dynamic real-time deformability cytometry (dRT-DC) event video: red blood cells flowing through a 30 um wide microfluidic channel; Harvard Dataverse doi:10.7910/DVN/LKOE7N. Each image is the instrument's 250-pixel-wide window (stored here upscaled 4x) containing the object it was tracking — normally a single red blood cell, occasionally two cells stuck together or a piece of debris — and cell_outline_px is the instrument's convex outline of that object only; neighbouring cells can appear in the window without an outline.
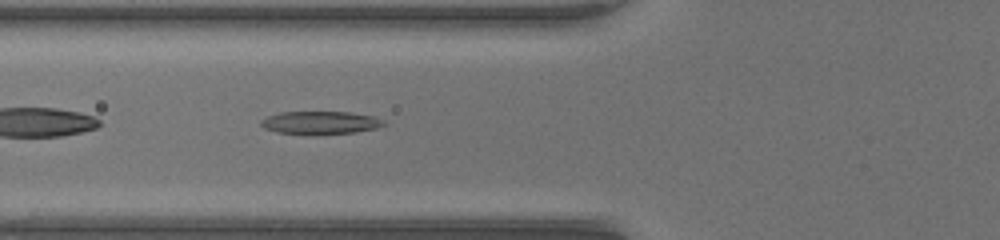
{"species": "common noctule bat (a hibernating species)", "species_latin": "Nyctalus noctula", "temperature_condition": "warm", "stored_images_in_passage": 35, "camera_frame_rate_fps": 3000, "um_per_image_px": 0.085, "animal": {"sex": "female", "body_mass_g": 17.0, "forearm_length_mm": 48.0}, "frame": {"image": 1, "passage_image": 4, "time_ms": 1.0, "image_size_px": [1000, 240], "cell_outline_px": [[388, 124], [376, 128], [356, 132], [312, 136], [276, 132], [264, 128], [260, 124], [260, 120], [268, 116], [280, 112], [348, 112], [372, 116], [384, 120]], "centroid_in_image_um": [27.22, 10.45], "position_along_channel_um": 98.6, "area_um2": 16.82}}
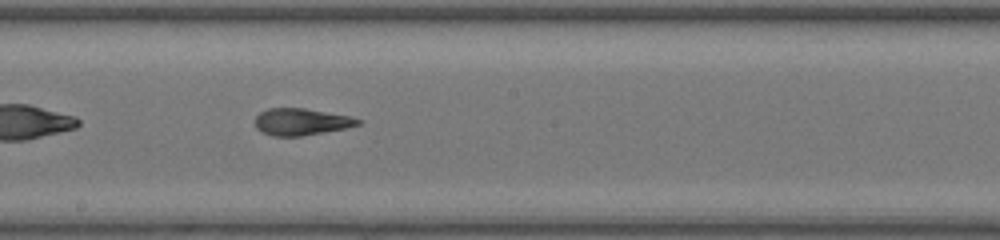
{"frame": {"image": 2, "passage_image": 13, "time_ms": 4.0, "image_size_px": [1000, 240], "cell_outline_px": [[364, 120], [360, 124], [344, 128], [324, 132], [300, 136], [272, 136], [256, 128], [256, 116], [260, 112], [268, 108], [304, 108], [348, 116]], "centroid_in_image_um": [25.6, 10.35], "position_along_channel_um": 222.6, "area_um2": 15.9}}
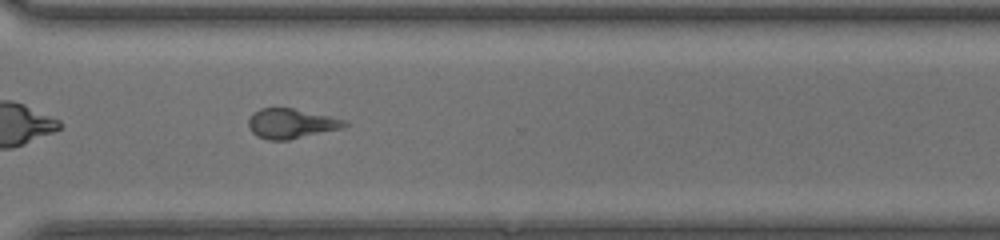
{"frame": {"image": 3, "passage_image": 22, "time_ms": 7.0, "image_size_px": [1000, 240], "cell_outline_px": [[348, 124], [344, 128], [288, 140], [268, 140], [256, 136], [248, 128], [248, 120], [252, 112], [260, 108], [292, 108], [348, 120]], "centroid_in_image_um": [24.74, 10.5], "position_along_channel_um": 345.9, "area_um2": 16.88}, "authors_computed_cell_mechanics": {"area_um2": 16.2418, "velocity_mm_per_s": 4.1213, "shape_relaxation_time_tau1_ms": 2.5041, "shape_relaxation_time_tau2_ms": 1.5967, "deformation_change_tau1": 0.1758, "deformation_change_tau2": 0.1251}}